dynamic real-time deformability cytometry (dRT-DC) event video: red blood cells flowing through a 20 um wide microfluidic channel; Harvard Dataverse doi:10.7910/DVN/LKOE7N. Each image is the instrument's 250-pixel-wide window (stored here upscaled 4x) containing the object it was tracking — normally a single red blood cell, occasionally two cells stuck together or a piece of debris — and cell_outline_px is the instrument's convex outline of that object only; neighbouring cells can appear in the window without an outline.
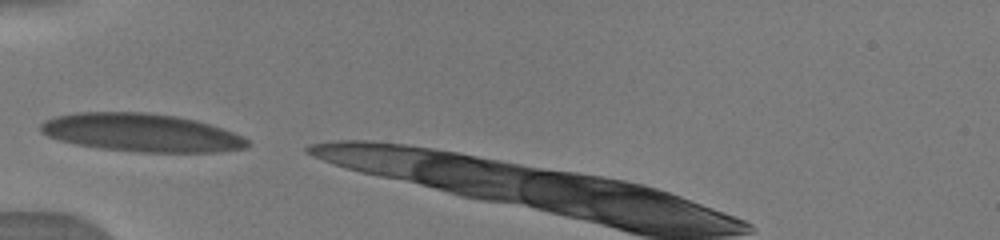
{"species": "human", "species_latin": "Homo sapiens", "temperature_condition": "warm", "stored_images_in_passage": 8, "camera_frame_rate_fps": 3000, "um_per_image_px": 0.085, "donor": {"sex": "male"}, "frame": {"image": 1, "passage_image": 1, "time_ms": 0.0, "image_size_px": [1000, 240], "cell_outline_px": [[252, 144], [248, 148], [212, 152], [140, 152], [100, 148], [76, 144], [60, 140], [48, 136], [40, 132], [40, 124], [44, 120], [56, 116], [76, 112], [148, 112], [176, 116], [196, 120], [244, 136]], "centroid_in_image_um": [12.02, 11.27], "position_along_channel_um": 73.0, "area_um2": 46.01}}